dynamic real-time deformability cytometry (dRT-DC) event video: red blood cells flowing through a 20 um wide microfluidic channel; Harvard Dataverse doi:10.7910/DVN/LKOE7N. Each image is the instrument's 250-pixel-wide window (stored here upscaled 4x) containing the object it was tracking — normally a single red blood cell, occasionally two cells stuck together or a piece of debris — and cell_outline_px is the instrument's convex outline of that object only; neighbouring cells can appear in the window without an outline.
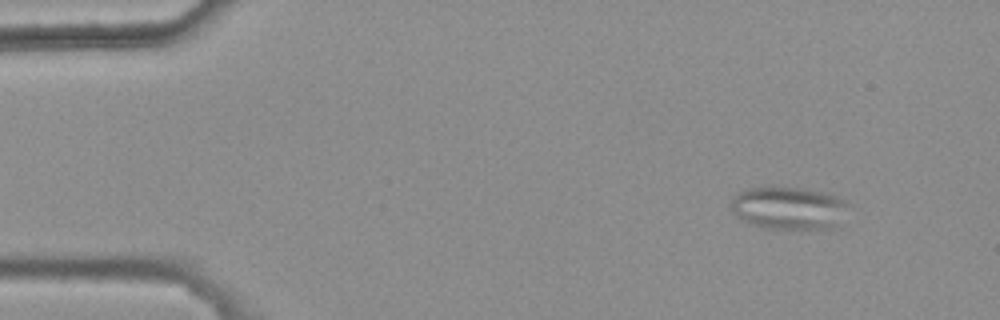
{"species": "common noctule bat (a hibernating species)", "species_latin": "Nyctalus noctula", "temperature_condition": "warm", "stored_images_in_passage": 4, "camera_frame_rate_fps": 3000, "um_per_image_px": 0.085, "animal": {"sex": "female", "body_mass_g": 25.1}, "frame": {"image": 1, "passage_image": 1, "time_ms": 0.0, "image_size_px": [1000, 320], "cell_outline_px": [[848, 204], [836, 224], [828, 228], [768, 228], [752, 224], [736, 216], [732, 212], [732, 196], [748, 188], [804, 188], [836, 196], [848, 200]], "centroid_in_image_um": [67.0, 17.67], "position_along_channel_um": 18.0, "area_um2": 28.38}}